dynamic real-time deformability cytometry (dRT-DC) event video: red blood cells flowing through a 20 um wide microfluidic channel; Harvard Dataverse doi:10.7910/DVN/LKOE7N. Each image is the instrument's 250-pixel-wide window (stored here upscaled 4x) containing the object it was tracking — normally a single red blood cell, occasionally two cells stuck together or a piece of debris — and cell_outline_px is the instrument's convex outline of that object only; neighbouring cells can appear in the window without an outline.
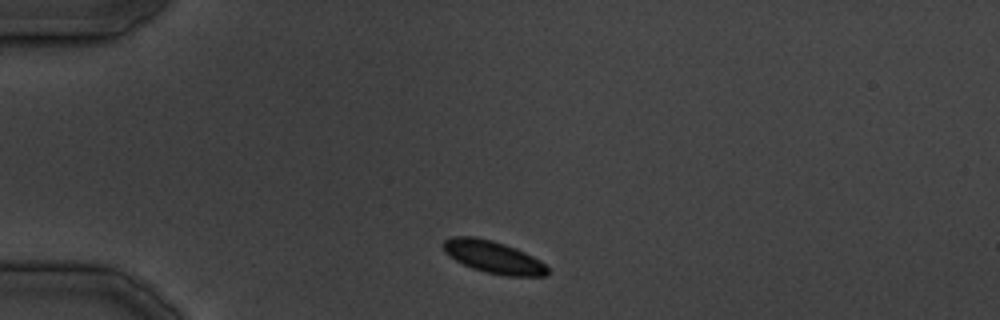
{"species": "common noctule bat (a hibernating species)", "species_latin": "Nyctalus noctula", "temperature_condition": "cold", "stored_images_in_passage": 29, "camera_frame_rate_fps": 3000, "um_per_image_px": 0.085, "animal": {"sex": "male", "body_mass_g": 19.5, "forearm_length_mm": 54.6}, "frame": {"image": 1, "passage_image": 1, "time_ms": 0.0, "image_size_px": [1000, 320], "cell_outline_px": [[548, 276], [508, 276], [484, 272], [472, 268], [456, 260], [444, 252], [444, 240], [452, 236], [476, 236], [492, 240], [516, 248], [540, 260], [548, 268]], "centroid_in_image_um": [41.94, 21.84], "position_along_channel_um": 43.1, "area_um2": 19.59}}
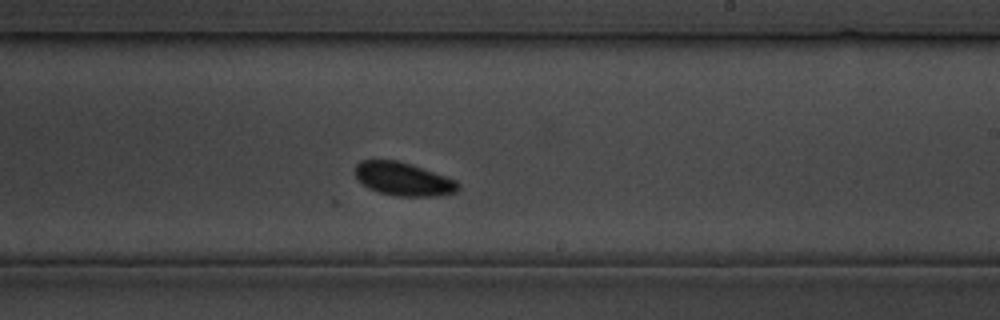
{"frame": {"image": 2, "passage_image": 15, "time_ms": 17.0, "image_size_px": [1000, 320], "cell_outline_px": [[460, 188], [456, 192], [436, 196], [396, 196], [380, 192], [368, 188], [352, 172], [356, 164], [360, 160], [396, 160], [412, 164], [456, 180], [460, 184]], "centroid_in_image_um": [34.27, 15.21], "position_along_channel_um": 254.7, "area_um2": 20.06}}
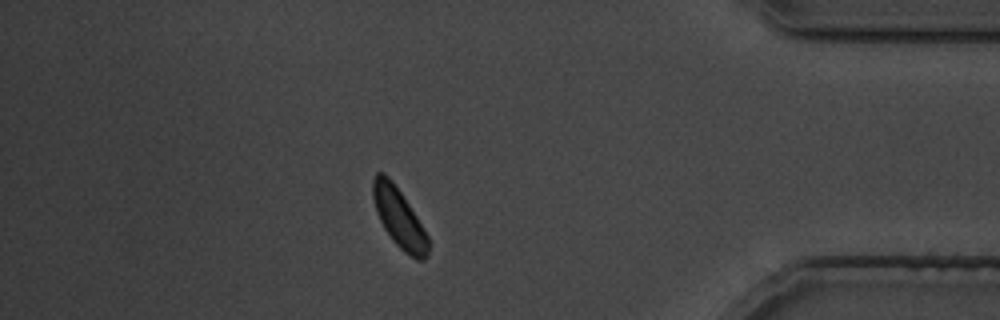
{"frame": {"image": 3, "passage_image": 25, "time_ms": 29.333, "image_size_px": [1000, 320], "cell_outline_px": [[428, 256], [424, 260], [416, 260], [404, 252], [392, 240], [384, 228], [376, 212], [372, 196], [372, 180], [376, 172], [384, 172], [392, 180], [416, 216], [428, 236]], "centroid_in_image_um": [33.9, 18.52], "position_along_channel_um": 401.3, "area_um2": 19.02}}